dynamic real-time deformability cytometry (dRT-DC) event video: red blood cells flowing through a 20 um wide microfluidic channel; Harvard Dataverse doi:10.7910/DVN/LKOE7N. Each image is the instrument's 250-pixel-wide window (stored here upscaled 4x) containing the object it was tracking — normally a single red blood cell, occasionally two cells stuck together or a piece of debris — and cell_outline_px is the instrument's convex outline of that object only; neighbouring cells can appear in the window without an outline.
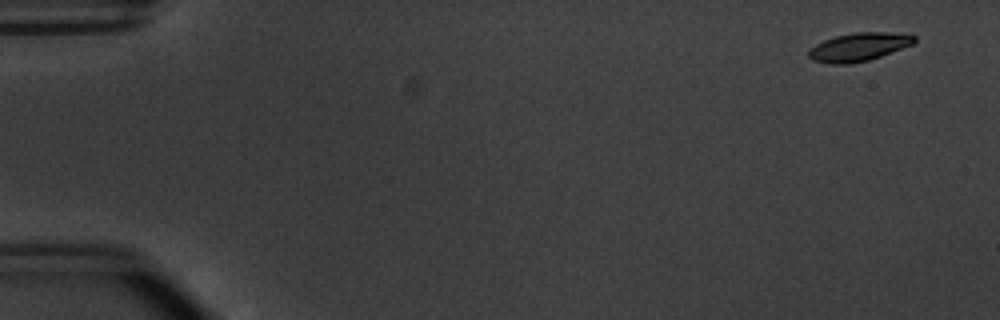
{"species": "common noctule bat (a hibernating species)", "species_latin": "Nyctalus noctula", "temperature_condition": "warm", "stored_images_in_passage": 13, "camera_frame_rate_fps": 3000, "um_per_image_px": 0.085, "animal": {"sex": "male", "body_mass_g": 20.1, "forearm_length_mm": 53.5}, "frame": {"image": 1, "passage_image": 4, "time_ms": 1.0, "image_size_px": [1000, 320], "cell_outline_px": [[916, 40], [912, 44], [880, 56], [868, 60], [848, 64], [828, 64], [812, 60], [808, 56], [808, 52], [816, 44], [824, 40], [836, 36], [856, 32], [884, 32], [916, 36]], "centroid_in_image_um": [72.95, 4.0], "position_along_channel_um": 12.0, "area_um2": 17.11}}